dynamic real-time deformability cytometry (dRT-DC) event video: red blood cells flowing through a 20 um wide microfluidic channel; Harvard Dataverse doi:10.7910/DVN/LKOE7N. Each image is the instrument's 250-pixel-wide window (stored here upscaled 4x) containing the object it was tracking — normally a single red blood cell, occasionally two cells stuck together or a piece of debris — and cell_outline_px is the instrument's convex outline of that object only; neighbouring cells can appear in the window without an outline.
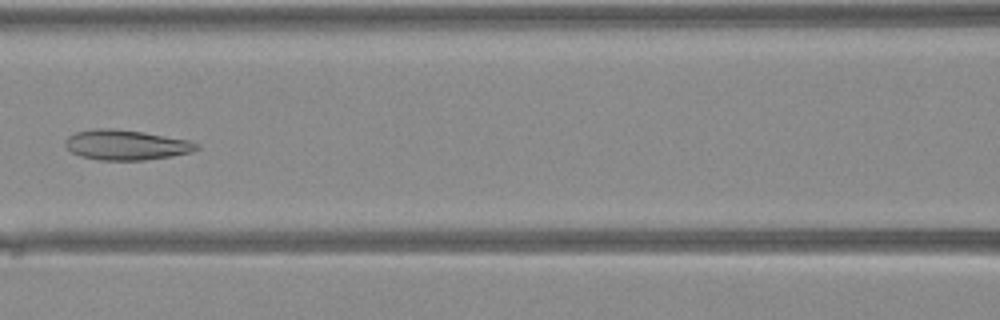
{"species": "Egyptian fruit bat (a non-hibernating species)", "species_latin": "Rousettus aegyptiacus", "temperature_condition": "warm", "stored_images_in_passage": 39, "camera_frame_rate_fps": 3000, "um_per_image_px": 0.085, "animal": {"sex": "female"}, "frame": {"image": 1, "passage_image": 17, "time_ms": 5.333, "image_size_px": [1000, 320], "cell_outline_px": [[200, 148], [192, 152], [172, 156], [144, 160], [100, 160], [80, 156], [72, 152], [64, 144], [64, 140], [68, 136], [76, 132], [96, 128], [112, 128], [140, 132], [188, 140], [200, 144]], "centroid_in_image_um": [10.71, 12.32], "position_along_channel_um": 155.9, "area_um2": 22.95}}
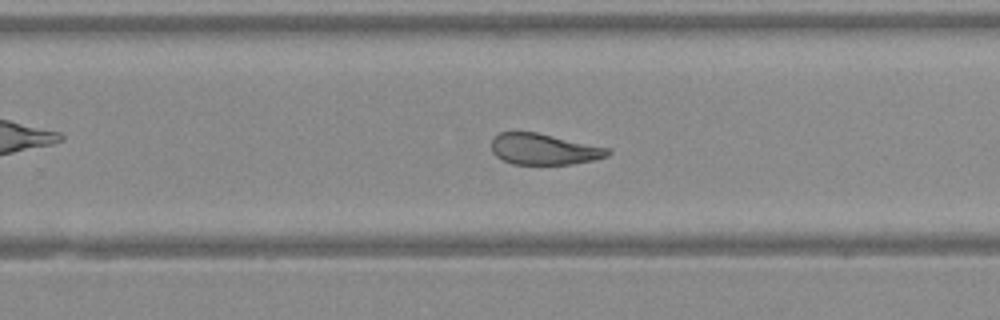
{"frame": {"image": 2, "passage_image": 25, "time_ms": 8.0, "image_size_px": [1000, 320], "cell_outline_px": [[612, 152], [608, 156], [592, 160], [572, 164], [512, 164], [496, 156], [492, 152], [492, 140], [500, 132], [536, 132], [612, 148]], "centroid_in_image_um": [46.28, 12.68], "position_along_channel_um": 283.5, "area_um2": 21.1}}
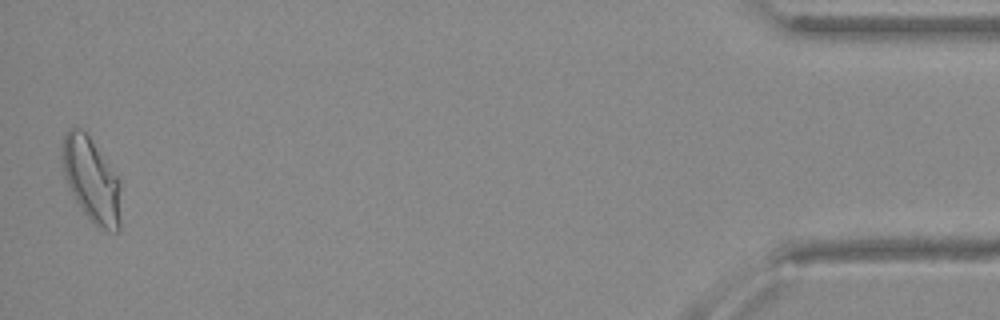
{"frame": {"image": 3, "passage_image": 39, "time_ms": 12.667, "image_size_px": [1000, 320], "cell_outline_px": [[120, 228], [116, 232], [108, 232], [92, 220], [84, 212], [76, 200], [64, 176], [60, 156], [64, 136], [68, 128], [80, 128], [88, 136], [120, 180]], "centroid_in_image_um": [7.76, 15.28], "position_along_channel_um": 427.4, "area_um2": 28.38}}